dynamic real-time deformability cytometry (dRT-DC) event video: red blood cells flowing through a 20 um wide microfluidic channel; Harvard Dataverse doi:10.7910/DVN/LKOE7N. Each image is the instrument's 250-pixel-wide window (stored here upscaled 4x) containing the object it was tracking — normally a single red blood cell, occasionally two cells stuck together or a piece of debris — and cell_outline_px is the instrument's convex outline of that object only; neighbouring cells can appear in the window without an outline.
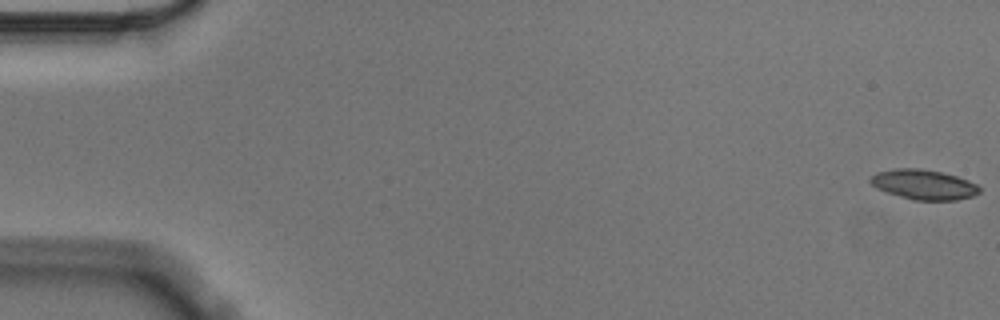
{"species": "Egyptian fruit bat (a non-hibernating species)", "species_latin": "Rousettus aegyptiacus", "temperature_condition": "cold", "stored_images_in_passage": 57, "camera_frame_rate_fps": 3000, "um_per_image_px": 0.085, "animal": {"sex": "male"}, "frame": {"image": 1, "passage_image": 1, "time_ms": 0.0, "image_size_px": [1000, 320], "cell_outline_px": [[980, 192], [972, 196], [956, 200], [916, 200], [900, 196], [876, 188], [868, 180], [876, 172], [896, 168], [920, 168], [940, 172], [956, 176], [968, 180], [976, 184], [980, 188]], "centroid_in_image_um": [78.51, 15.68], "position_along_channel_um": 6.5, "area_um2": 18.84}}
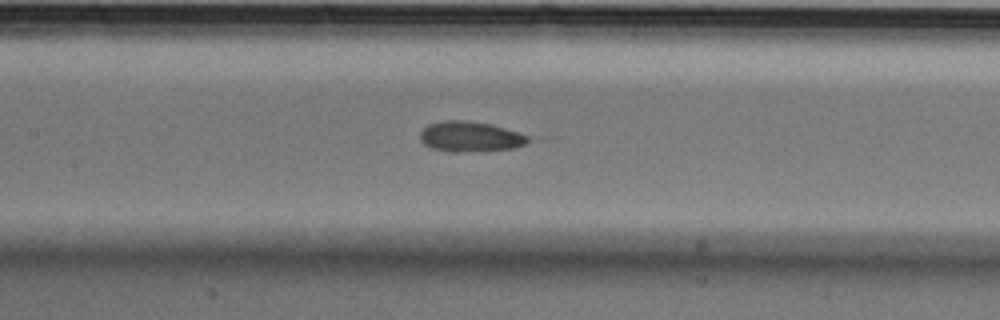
{"frame": {"image": 2, "passage_image": 27, "time_ms": 8.667, "image_size_px": [1000, 320], "cell_outline_px": [[532, 140], [516, 148], [460, 152], [448, 152], [432, 148], [424, 144], [420, 140], [420, 132], [428, 124], [448, 120], [464, 120], [492, 124], [520, 132], [528, 136]], "centroid_in_image_um": [39.98, 11.61], "position_along_channel_um": 167.4, "area_um2": 19.19}}
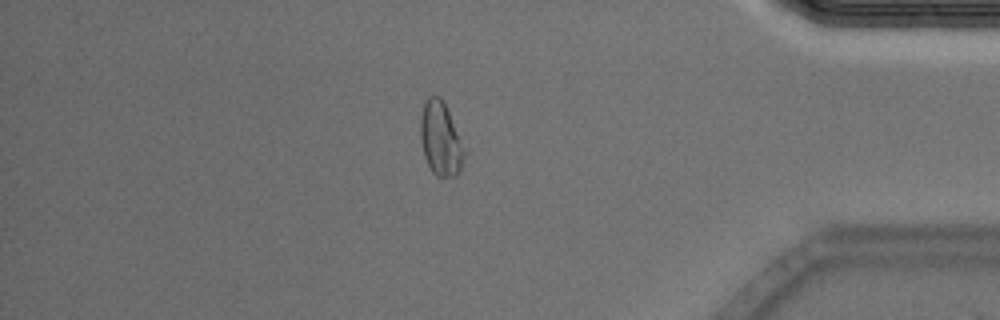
{"frame": {"image": 3, "passage_image": 49, "time_ms": 16.0, "image_size_px": [1000, 320], "cell_outline_px": [[468, 148], [460, 172], [456, 176], [436, 176], [432, 172], [424, 156], [420, 140], [420, 116], [424, 100], [432, 92], [440, 96], [444, 100]], "centroid_in_image_um": [37.5, 11.74], "position_along_channel_um": 397.7, "area_um2": 20.06}}